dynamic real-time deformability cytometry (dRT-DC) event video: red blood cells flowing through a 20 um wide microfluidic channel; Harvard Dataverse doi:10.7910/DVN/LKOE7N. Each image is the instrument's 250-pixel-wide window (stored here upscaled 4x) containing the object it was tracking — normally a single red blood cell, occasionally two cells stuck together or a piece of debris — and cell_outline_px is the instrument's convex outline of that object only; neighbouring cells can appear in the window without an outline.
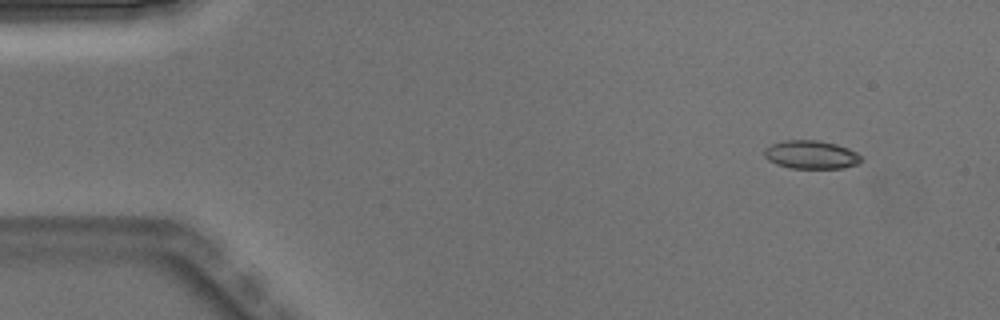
{"species": "Egyptian fruit bat (a non-hibernating species)", "species_latin": "Rousettus aegyptiacus", "temperature_condition": "warm", "stored_images_in_passage": 7, "camera_frame_rate_fps": 3000, "um_per_image_px": 0.085, "animal": {"sex": "male"}, "frame": {"image": 1, "passage_image": 1, "time_ms": 0.0, "image_size_px": [1000, 320], "cell_outline_px": [[864, 160], [856, 164], [844, 168], [788, 168], [776, 164], [768, 160], [764, 156], [764, 148], [772, 144], [784, 140], [816, 140], [836, 144], [848, 148], [856, 152]], "centroid_in_image_um": [68.93, 13.15], "position_along_channel_um": 16.1, "area_um2": 16.07}}
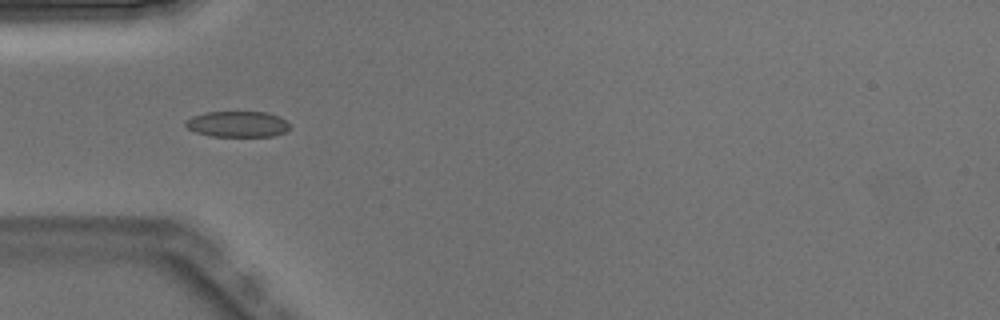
{"frame": {"image": 2, "passage_image": 4, "time_ms": 1.0, "image_size_px": [1000, 320], "cell_outline_px": [[288, 128], [284, 132], [272, 136], [212, 136], [196, 132], [188, 128], [184, 124], [184, 120], [192, 116], [204, 112], [268, 112], [280, 116], [288, 124]], "centroid_in_image_um": [20.15, 10.54], "position_along_channel_um": 64.9, "area_um2": 15.66}}
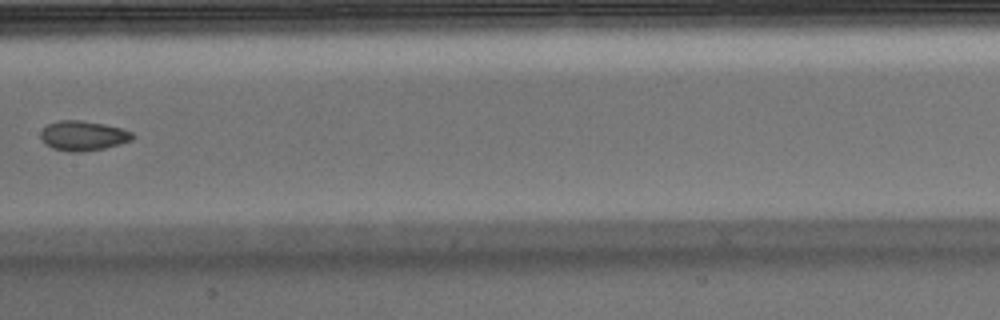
{"frame": {"image": 3, "passage_image": 7, "time_ms": 2.0, "image_size_px": [1000, 320], "cell_outline_px": [[136, 136], [132, 140], [120, 144], [104, 148], [80, 152], [68, 152], [52, 148], [44, 144], [40, 136], [40, 132], [48, 124], [60, 120], [80, 120], [104, 124], [120, 128], [132, 132]], "centroid_in_image_um": [7.06, 11.54], "position_along_channel_um": 200.3, "area_um2": 16.01}}